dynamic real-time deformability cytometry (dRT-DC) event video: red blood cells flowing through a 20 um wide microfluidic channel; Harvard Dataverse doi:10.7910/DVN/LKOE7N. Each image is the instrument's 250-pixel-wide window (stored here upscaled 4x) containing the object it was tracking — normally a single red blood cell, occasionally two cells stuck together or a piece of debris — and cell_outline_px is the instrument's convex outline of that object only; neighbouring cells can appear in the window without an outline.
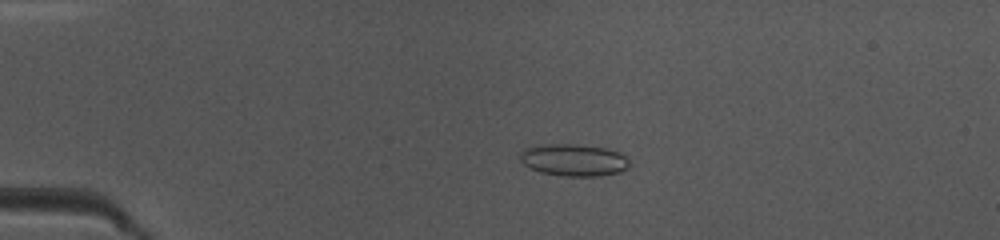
{"species": "common noctule bat (a hibernating species)", "species_latin": "Nyctalus noctula", "temperature_condition": "warm", "stored_images_in_passage": 47, "camera_frame_rate_fps": 3000, "um_per_image_px": 0.085, "animal": {"sex": "female", "body_mass_g": 10.0, "forearm_length_mm": 53.1}, "frame": {"image": 1, "passage_image": 10, "time_ms": 3.0, "image_size_px": [1000, 240], "cell_outline_px": [[628, 168], [620, 172], [600, 176], [560, 176], [540, 172], [524, 164], [520, 160], [520, 152], [524, 148], [548, 144], [576, 144], [608, 148], [620, 152], [628, 160]], "centroid_in_image_um": [48.78, 13.6], "position_along_channel_um": 36.2, "area_um2": 20.52}}
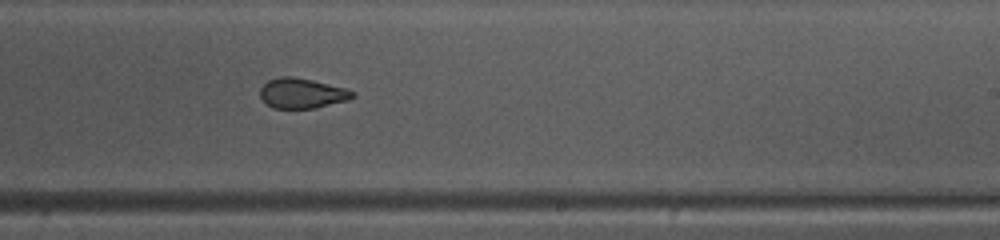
{"frame": {"image": 2, "passage_image": 29, "time_ms": 9.333, "image_size_px": [1000, 240], "cell_outline_px": [[356, 96], [348, 100], [316, 108], [272, 108], [260, 96], [260, 88], [268, 80], [280, 76], [292, 76], [312, 80], [344, 88], [356, 92]], "centroid_in_image_um": [25.68, 7.92], "position_along_channel_um": 263.3, "area_um2": 16.18}}
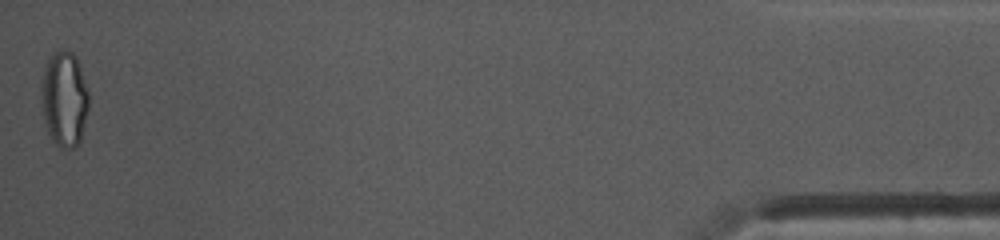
{"frame": {"image": 3, "passage_image": 47, "time_ms": 15.333, "image_size_px": [1000, 240], "cell_outline_px": [[88, 108], [80, 140], [72, 148], [60, 148], [52, 140], [44, 124], [40, 104], [40, 88], [44, 68], [52, 52], [72, 52], [76, 56], [88, 92]], "centroid_in_image_um": [5.42, 8.43], "position_along_channel_um": 429.8, "area_um2": 26.36}, "authors_computed_cell_mechanics": {"area_um2": 18.4382, "velocity_mm_per_s": 4.1709, "shape_relaxation_time_tau1_ms": null, "shape_relaxation_time_tau2_ms": 1.4448, "deformation_change_tau1": null, "deformation_change_tau2": 0.0764}}